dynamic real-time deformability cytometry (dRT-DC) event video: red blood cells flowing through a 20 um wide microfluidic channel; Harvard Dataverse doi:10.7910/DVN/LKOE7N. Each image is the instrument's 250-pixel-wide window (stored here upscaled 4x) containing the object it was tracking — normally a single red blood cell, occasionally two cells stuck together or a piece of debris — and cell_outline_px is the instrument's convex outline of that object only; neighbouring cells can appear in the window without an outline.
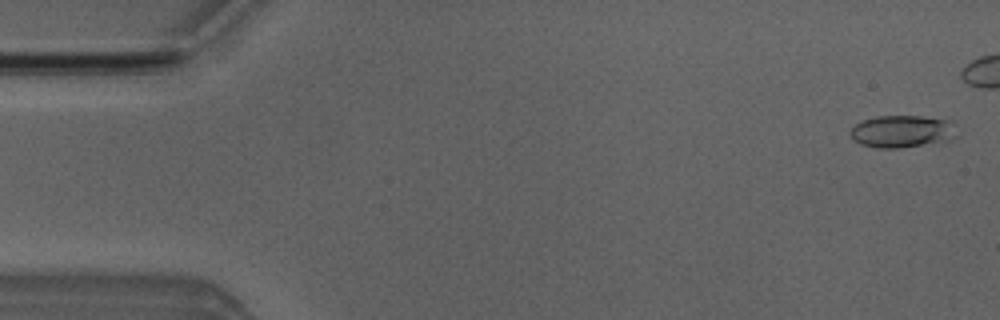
{"species": "Egyptian fruit bat (a non-hibernating species)", "species_latin": "Rousettus aegyptiacus", "temperature_condition": "room temperature", "stored_images_in_passage": 9, "camera_frame_rate_fps": 3000, "um_per_image_px": 0.085, "animal": {"sex": "male"}, "frame": {"image": 1, "passage_image": 1, "time_ms": 0.0, "image_size_px": [1000, 320], "cell_outline_px": [[952, 136], [948, 140], [900, 148], [880, 148], [860, 144], [852, 140], [848, 132], [860, 120], [876, 116], [924, 116], [948, 120]], "centroid_in_image_um": [76.51, 11.16], "position_along_channel_um": 8.5, "area_um2": 19.59}}